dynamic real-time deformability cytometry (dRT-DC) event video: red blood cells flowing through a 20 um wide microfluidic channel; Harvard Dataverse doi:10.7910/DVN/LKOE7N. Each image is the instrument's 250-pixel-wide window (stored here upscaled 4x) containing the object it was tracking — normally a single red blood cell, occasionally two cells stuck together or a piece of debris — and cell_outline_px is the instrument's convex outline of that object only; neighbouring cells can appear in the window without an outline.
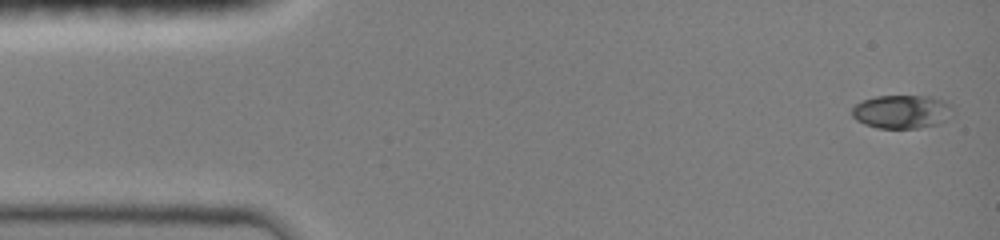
{"species": "common noctule bat (a hibernating species)", "species_latin": "Nyctalus noctula", "temperature_condition": "room temperature", "stored_images_in_passage": 39, "camera_frame_rate_fps": 3000, "um_per_image_px": 0.085, "animal": {"sex": "female", "body_mass_g": 19.0, "forearm_length_mm": 51.5}, "frame": {"image": 1, "passage_image": 1, "time_ms": 0.0, "image_size_px": [1000, 240], "cell_outline_px": [[952, 116], [940, 124], [916, 128], [876, 128], [864, 124], [856, 120], [852, 116], [852, 108], [860, 100], [876, 96], [932, 96], [952, 104]], "centroid_in_image_um": [76.66, 9.49], "position_along_channel_um": 8.3, "area_um2": 20.0}}
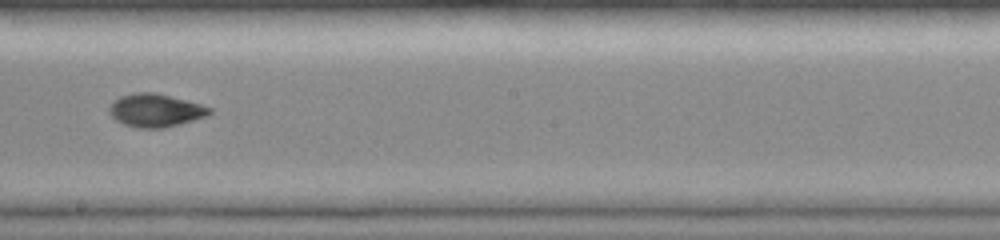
{"frame": {"image": 2, "passage_image": 19, "time_ms": 6.0, "image_size_px": [1000, 240], "cell_outline_px": [[212, 112], [204, 116], [180, 124], [164, 128], [140, 128], [124, 124], [116, 120], [108, 112], [108, 108], [120, 96], [136, 92], [152, 92], [200, 104], [212, 108]], "centroid_in_image_um": [13.19, 9.39], "position_along_channel_um": 235.0, "area_um2": 18.96}}
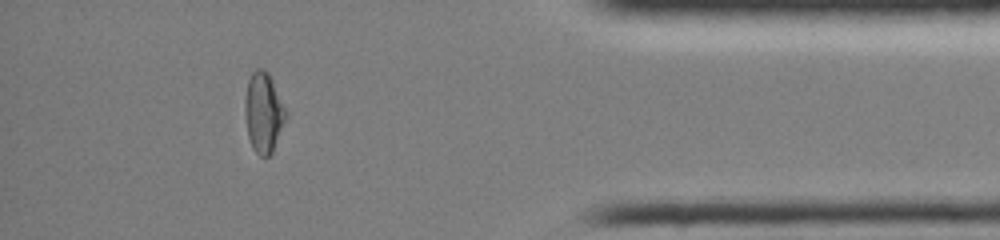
{"frame": {"image": 3, "passage_image": 34, "time_ms": 11.0, "image_size_px": [1000, 240], "cell_outline_px": [[288, 116], [272, 152], [268, 156], [260, 156], [252, 148], [248, 136], [244, 112], [244, 100], [248, 80], [252, 72], [256, 68], [264, 68], [268, 72], [288, 112]], "centroid_in_image_um": [22.4, 9.55], "position_along_channel_um": 412.8, "area_um2": 19.36}, "authors_computed_cell_mechanics": {"area_um2": 18.9006, "velocity_mm_per_s": 4.0944, "shape_relaxation_time_tau1_ms": 3.7623, "shape_relaxation_time_tau2_ms": 1.4656, "deformation_change_tau1": 0.1654, "deformation_change_tau2": 0.053}}